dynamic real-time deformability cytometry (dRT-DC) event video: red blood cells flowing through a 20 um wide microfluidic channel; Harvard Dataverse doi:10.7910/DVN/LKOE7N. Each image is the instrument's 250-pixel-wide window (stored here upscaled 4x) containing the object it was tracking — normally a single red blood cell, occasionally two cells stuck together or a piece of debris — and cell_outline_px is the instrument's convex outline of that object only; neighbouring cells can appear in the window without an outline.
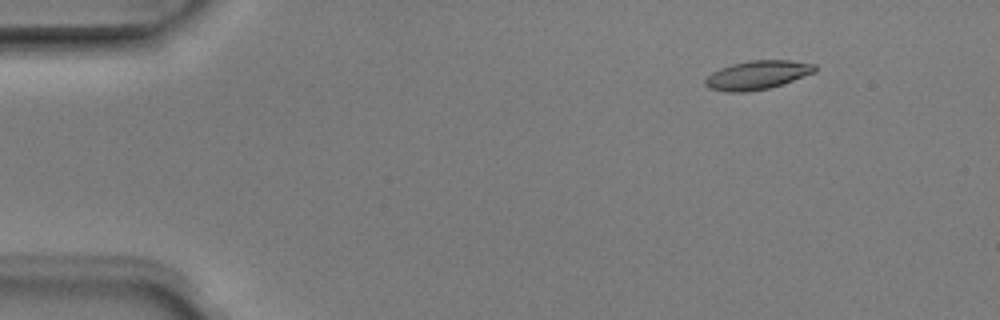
{"species": "Egyptian fruit bat (a non-hibernating species)", "species_latin": "Rousettus aegyptiacus", "temperature_condition": "room temperature", "stored_images_in_passage": 4, "camera_frame_rate_fps": 3000, "um_per_image_px": 0.085, "animal": {"sex": "male"}, "frame": {"image": 1, "passage_image": 2, "time_ms": 0.333, "image_size_px": [1000, 320], "cell_outline_px": [[816, 72], [768, 88], [748, 92], [728, 92], [708, 88], [704, 84], [704, 80], [712, 72], [720, 68], [732, 64], [748, 60], [788, 60], [816, 64]], "centroid_in_image_um": [64.35, 6.37], "position_along_channel_um": 20.7, "area_um2": 18.32}}